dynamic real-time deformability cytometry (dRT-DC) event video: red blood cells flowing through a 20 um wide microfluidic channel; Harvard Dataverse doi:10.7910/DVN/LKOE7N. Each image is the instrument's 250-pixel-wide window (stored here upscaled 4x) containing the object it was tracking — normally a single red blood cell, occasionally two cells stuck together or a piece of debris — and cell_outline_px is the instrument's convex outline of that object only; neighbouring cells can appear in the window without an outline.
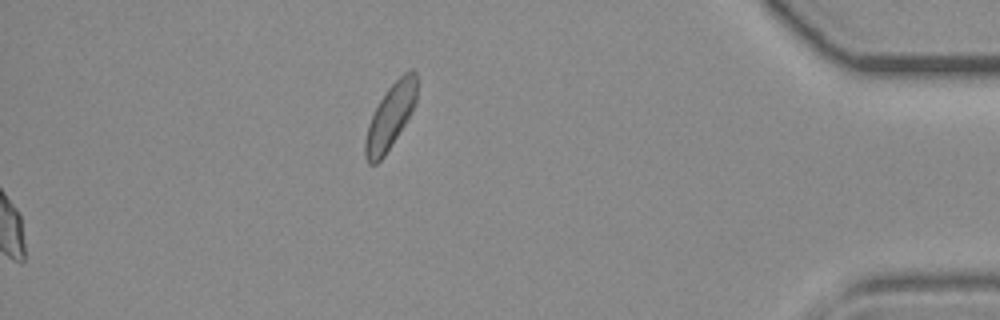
{"species": "common noctule bat (a hibernating species)", "species_latin": "Nyctalus noctula", "temperature_condition": "room temperature", "stored_images_in_passage": 41, "camera_frame_rate_fps": 3000, "um_per_image_px": 0.085, "animal": {"sex": "female", "body_mass_g": 19.3, "forearm_length_mm": 54.1}, "frame": {"image": 1, "passage_image": 41, "time_ms": 13.333, "image_size_px": [1000, 320], "cell_outline_px": [[416, 104], [404, 124], [384, 156], [376, 164], [368, 164], [364, 156], [364, 140], [368, 124], [380, 100], [388, 88], [404, 72], [412, 68], [416, 72]], "centroid_in_image_um": [33.16, 9.91], "position_along_channel_um": 402.0, "area_um2": 19.19}}